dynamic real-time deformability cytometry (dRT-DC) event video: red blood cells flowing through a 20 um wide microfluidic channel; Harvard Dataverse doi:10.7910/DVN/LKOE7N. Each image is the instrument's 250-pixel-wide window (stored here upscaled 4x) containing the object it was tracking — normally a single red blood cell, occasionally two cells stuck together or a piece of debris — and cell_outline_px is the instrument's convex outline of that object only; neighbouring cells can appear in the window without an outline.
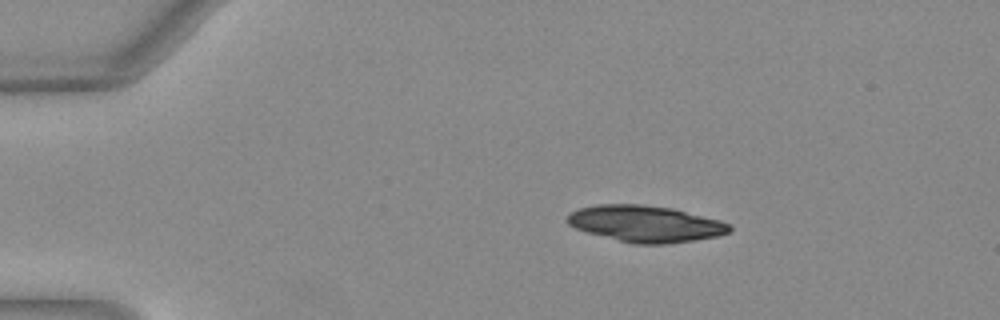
{"species": "Egyptian fruit bat (a non-hibernating species)", "species_latin": "Rousettus aegyptiacus", "temperature_condition": "warm", "stored_images_in_passage": 42, "camera_frame_rate_fps": 3000, "um_per_image_px": 0.085, "animal": {"sex": "female"}, "frame": {"image": 1, "passage_image": 1, "time_ms": 0.0, "image_size_px": [1000, 320], "cell_outline_px": [[732, 228], [728, 232], [720, 236], [696, 240], [668, 244], [636, 244], [588, 232], [576, 228], [568, 224], [564, 220], [572, 212], [580, 208], [596, 204], [640, 204], [672, 208], [720, 220], [728, 224]], "centroid_in_image_um": [54.89, 19.02], "position_along_channel_um": 30.1, "area_um2": 34.28}}